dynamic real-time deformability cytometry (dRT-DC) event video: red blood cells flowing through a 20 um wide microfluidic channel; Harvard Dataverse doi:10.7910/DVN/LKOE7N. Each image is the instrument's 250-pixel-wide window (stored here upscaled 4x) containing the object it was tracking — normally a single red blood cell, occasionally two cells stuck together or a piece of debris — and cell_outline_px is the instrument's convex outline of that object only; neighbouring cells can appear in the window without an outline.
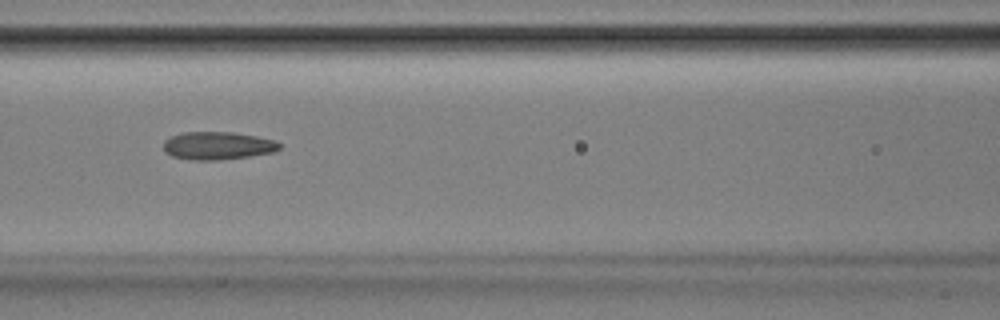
{"species": "Egyptian fruit bat (a non-hibernating species)", "species_latin": "Rousettus aegyptiacus", "temperature_condition": "room temperature", "stored_images_in_passage": 37, "camera_frame_rate_fps": 3000, "um_per_image_px": 0.085, "animal": {"sex": "male"}, "frame": {"image": 1, "passage_image": 8, "time_ms": 2.333, "image_size_px": [1000, 320], "cell_outline_px": [[280, 148], [272, 152], [248, 156], [220, 160], [188, 160], [172, 156], [164, 152], [164, 140], [172, 136], [184, 132], [232, 132], [256, 136], [276, 140], [280, 144]], "centroid_in_image_um": [18.48, 12.38], "position_along_channel_um": 148.1, "area_um2": 18.84}}
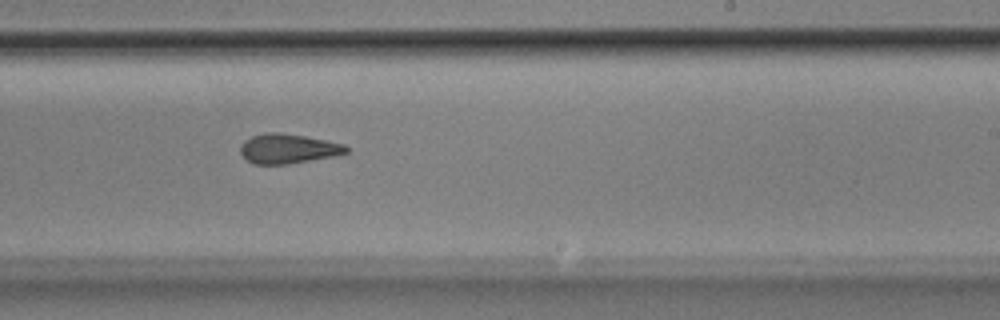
{"frame": {"image": 2, "passage_image": 17, "time_ms": 5.333, "image_size_px": [1000, 320], "cell_outline_px": [[348, 152], [332, 156], [288, 164], [252, 164], [240, 152], [240, 144], [244, 140], [252, 136], [264, 132], [280, 132], [304, 136], [344, 144], [348, 148]], "centroid_in_image_um": [24.43, 12.63], "position_along_channel_um": 264.6, "area_um2": 18.15}}
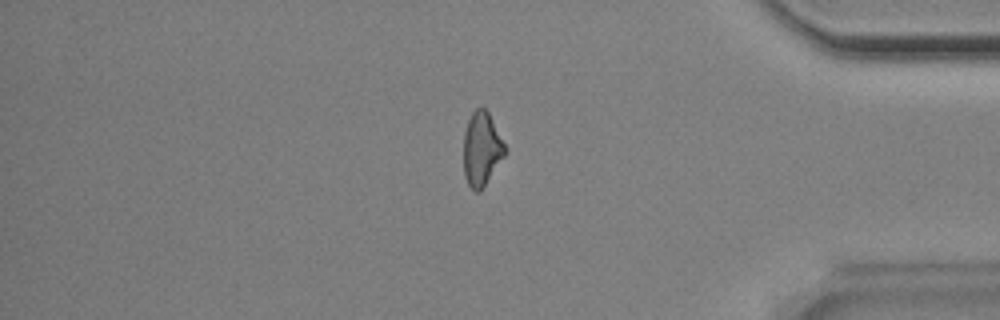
{"frame": {"image": 3, "passage_image": 29, "time_ms": 9.333, "image_size_px": [1000, 320], "cell_outline_px": [[508, 152], [480, 192], [476, 192], [468, 184], [464, 176], [464, 132], [468, 120], [472, 112], [476, 108], [484, 108], [488, 112]], "centroid_in_image_um": [40.94, 12.69], "position_along_channel_um": 394.3, "area_um2": 17.74}, "authors_computed_cell_mechanics": {"area_um2": 18.4382, "velocity_mm_per_s": 3.8937, "shape_relaxation_time_tau1_ms": 3.7543, "shape_relaxation_time_tau2_ms": 2.6095, "deformation_change_tau1": 0.1439, "deformation_change_tau2": 0.1128}}